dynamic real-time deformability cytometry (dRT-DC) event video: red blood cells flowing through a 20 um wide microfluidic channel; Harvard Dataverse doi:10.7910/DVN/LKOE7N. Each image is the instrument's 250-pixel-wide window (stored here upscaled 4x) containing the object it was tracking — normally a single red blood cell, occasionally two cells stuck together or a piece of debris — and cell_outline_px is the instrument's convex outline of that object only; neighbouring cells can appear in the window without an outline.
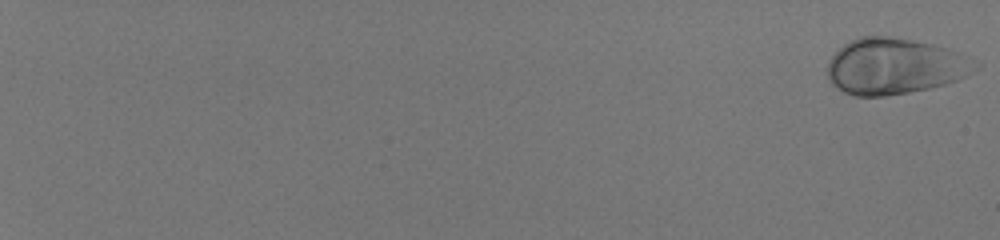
{"species": "human", "species_latin": "Homo sapiens", "temperature_condition": "room temperature", "stored_images_in_passage": 56, "camera_frame_rate_fps": 3000, "um_per_image_px": 0.085, "donor": {"sex": "male"}, "frame": {"image": 1, "passage_image": 1, "time_ms": 0.0, "image_size_px": [1000, 240], "cell_outline_px": [[980, 68], [956, 80], [944, 84], [928, 88], [908, 92], [884, 96], [856, 96], [844, 92], [832, 84], [828, 80], [828, 60], [844, 44], [860, 36], [892, 36], [932, 44], [980, 60]], "centroid_in_image_um": [76.06, 5.63], "position_along_channel_um": 8.9, "area_um2": 48.21}}
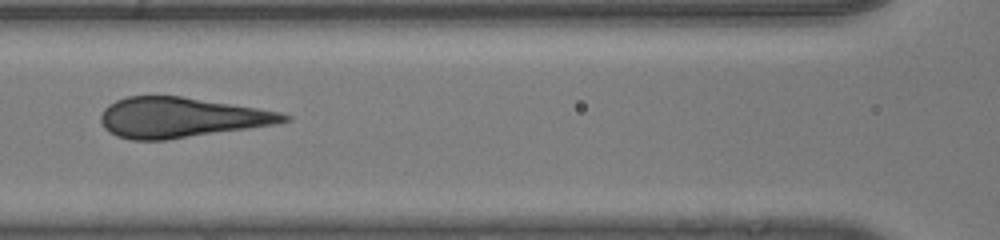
{"frame": {"image": 2, "passage_image": 32, "time_ms": 10.333, "image_size_px": [1000, 240], "cell_outline_px": [[292, 120], [276, 124], [164, 140], [132, 140], [116, 136], [108, 132], [104, 128], [100, 120], [100, 116], [104, 108], [108, 104], [116, 100], [128, 96], [180, 96], [256, 108], [280, 112], [292, 116]], "centroid_in_image_um": [15.34, 9.99], "position_along_channel_um": 151.3, "area_um2": 42.6}}
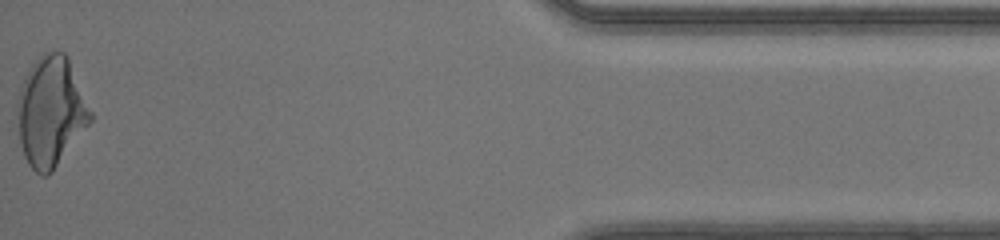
{"frame": {"image": 3, "passage_image": 56, "time_ms": 18.333, "image_size_px": [1000, 240], "cell_outline_px": [[92, 120], [52, 172], [48, 176], [40, 176], [28, 164], [24, 156], [20, 144], [16, 108], [16, 100], [20, 88], [32, 64], [44, 52], [64, 52], [68, 56], [92, 112]], "centroid_in_image_um": [4.31, 9.5], "position_along_channel_um": 430.9, "area_um2": 46.76}, "authors_computed_cell_mechanics": {"area_um2": 43.639, "velocity_mm_per_s": 4.1962, "shape_relaxation_time_tau1_ms": 5.5027, "shape_relaxation_time_tau2_ms": null, "deformation_change_tau1": 0.2033, "deformation_change_tau2": null}}